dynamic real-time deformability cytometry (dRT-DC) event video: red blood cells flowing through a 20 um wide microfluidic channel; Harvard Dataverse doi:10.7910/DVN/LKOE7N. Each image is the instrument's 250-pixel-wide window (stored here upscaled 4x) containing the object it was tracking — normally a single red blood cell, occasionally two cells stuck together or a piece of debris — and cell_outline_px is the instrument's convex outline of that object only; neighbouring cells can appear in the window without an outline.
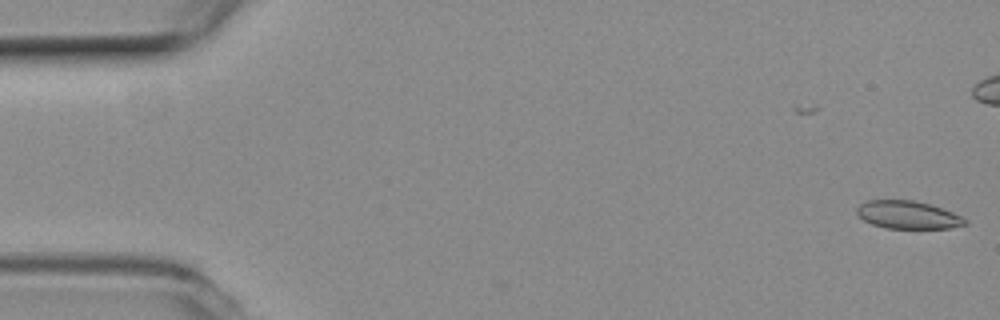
{"species": "common noctule bat (a hibernating species)", "species_latin": "Nyctalus noctula", "temperature_condition": "room temperature", "stored_images_in_passage": 4, "camera_frame_rate_fps": 3000, "um_per_image_px": 0.085, "animal": {"sex": "female", "body_mass_g": 19.3, "forearm_length_mm": 54.1}, "frame": {"image": 1, "passage_image": 4, "time_ms": 1.0, "image_size_px": [1000, 320], "cell_outline_px": [[968, 224], [948, 228], [888, 228], [872, 224], [864, 220], [856, 212], [856, 208], [860, 204], [868, 200], [912, 200], [928, 204], [952, 212], [968, 220]], "centroid_in_image_um": [77.16, 18.26], "position_along_channel_um": 7.8, "area_um2": 17.34}}